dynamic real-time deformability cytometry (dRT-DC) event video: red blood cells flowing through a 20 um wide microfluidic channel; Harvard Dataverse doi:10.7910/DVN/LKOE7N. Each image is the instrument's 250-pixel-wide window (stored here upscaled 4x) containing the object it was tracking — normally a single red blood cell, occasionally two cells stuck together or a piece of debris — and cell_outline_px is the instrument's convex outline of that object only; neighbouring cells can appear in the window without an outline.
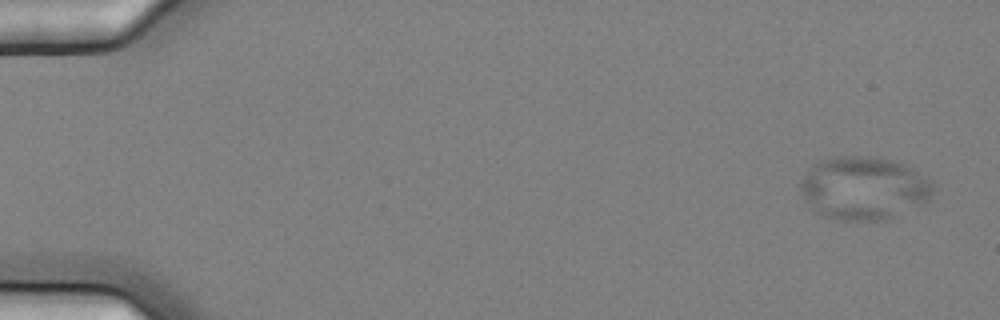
{"species": "common noctule bat (a hibernating species)", "species_latin": "Nyctalus noctula", "temperature_condition": "cold", "stored_images_in_passage": 7, "camera_frame_rate_fps": 3000, "um_per_image_px": 0.085, "animal": {"sex": "female", "body_mass_g": 25.1}, "frame": {"image": 1, "passage_image": 1, "time_ms": 0.0, "image_size_px": [1000, 320], "cell_outline_px": [[932, 192], [928, 200], [924, 204], [892, 216], [876, 220], [840, 220], [820, 216], [816, 212], [800, 192], [800, 180], [804, 172], [812, 164], [820, 160], [832, 156], [868, 156], [888, 160], [912, 168], [928, 180], [932, 184]], "centroid_in_image_um": [73.34, 15.98], "position_along_channel_um": 11.7, "area_um2": 48.44}}
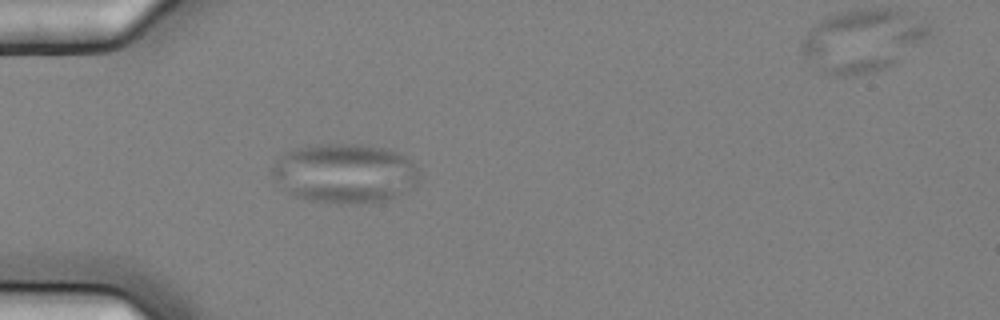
{"frame": {"image": 2, "passage_image": 5, "time_ms": 1.333, "image_size_px": [1000, 320], "cell_outline_px": [[420, 176], [416, 184], [396, 196], [388, 200], [372, 204], [340, 204], [308, 200], [296, 196], [288, 192], [268, 172], [276, 160], [284, 152], [308, 144], [356, 144], [388, 148], [400, 152], [420, 172]], "centroid_in_image_um": [29.29, 14.73], "position_along_channel_um": 55.7, "area_um2": 51.62}}